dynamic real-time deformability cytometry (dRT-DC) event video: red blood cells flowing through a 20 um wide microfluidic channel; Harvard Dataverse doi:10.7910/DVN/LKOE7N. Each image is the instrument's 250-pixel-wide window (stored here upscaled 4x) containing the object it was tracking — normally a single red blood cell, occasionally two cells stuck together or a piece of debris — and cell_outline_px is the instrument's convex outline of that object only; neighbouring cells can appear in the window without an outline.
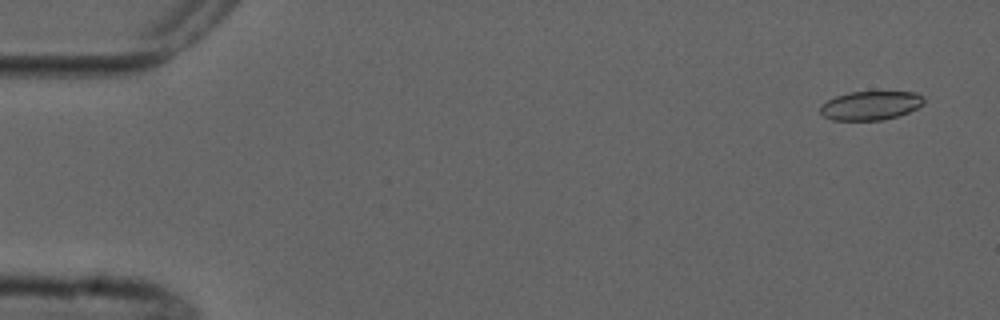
{"species": "common noctule bat (a hibernating species)", "species_latin": "Nyctalus noctula", "temperature_condition": "cold", "stored_images_in_passage": 6, "camera_frame_rate_fps": 3000, "um_per_image_px": 0.085, "animal": {"sex": "male", "forearm_length_mm": 52.5}, "frame": {"image": 1, "passage_image": 1, "time_ms": 0.0, "image_size_px": [1000, 320], "cell_outline_px": [[924, 104], [908, 112], [884, 120], [832, 120], [824, 116], [820, 112], [820, 104], [836, 96], [848, 92], [916, 92], [924, 96]], "centroid_in_image_um": [73.99, 8.96], "position_along_channel_um": 11.0, "area_um2": 17.46}}
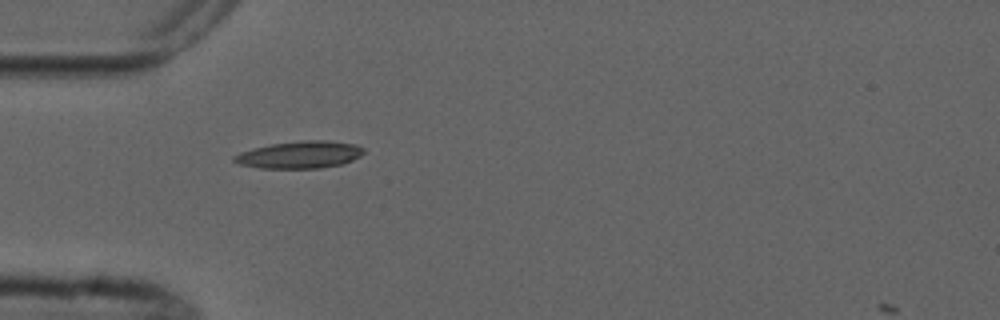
{"frame": {"image": 2, "passage_image": 5, "time_ms": 4.667, "image_size_px": [1000, 320], "cell_outline_px": [[364, 152], [360, 156], [352, 160], [340, 164], [320, 168], [260, 168], [240, 164], [232, 160], [232, 156], [240, 152], [252, 148], [272, 144], [300, 140], [328, 140], [356, 144], [364, 148]], "centroid_in_image_um": [25.47, 13.14], "position_along_channel_um": 59.5, "area_um2": 20.58}}
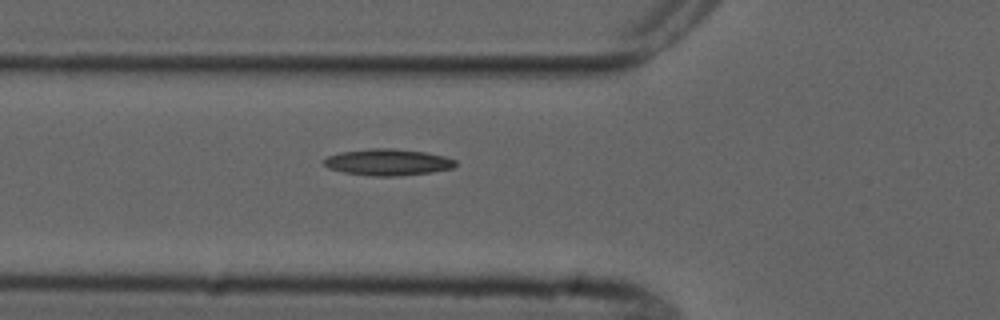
{"frame": {"image": 3, "passage_image": 6, "time_ms": 5.667, "image_size_px": [1000, 320], "cell_outline_px": [[456, 164], [452, 168], [432, 172], [396, 176], [372, 176], [344, 172], [328, 168], [324, 164], [324, 160], [328, 156], [340, 152], [368, 148], [392, 148], [424, 152], [444, 156], [456, 160]], "centroid_in_image_um": [32.95, 13.78], "position_along_channel_um": 92.8, "area_um2": 20.23}}